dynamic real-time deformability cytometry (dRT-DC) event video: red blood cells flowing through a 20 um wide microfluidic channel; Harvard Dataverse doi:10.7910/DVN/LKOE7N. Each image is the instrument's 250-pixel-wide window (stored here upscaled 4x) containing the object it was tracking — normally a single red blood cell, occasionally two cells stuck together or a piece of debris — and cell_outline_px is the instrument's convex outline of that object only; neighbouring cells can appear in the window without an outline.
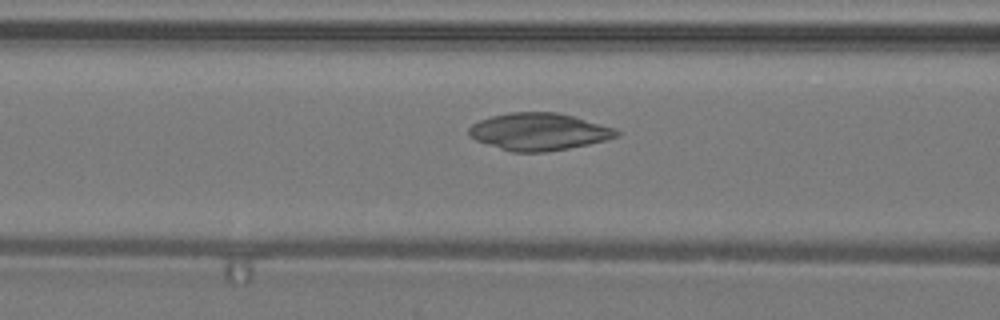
{"species": "common noctule bat (a hibernating species)", "species_latin": "Nyctalus noctula", "temperature_condition": "warm", "stored_images_in_passage": 46, "camera_frame_rate_fps": 3000, "um_per_image_px": 0.085, "animal": {"sex": "male", "body_mass_g": 19.2, "forearm_length_mm": 51.8}, "frame": {"image": 1, "passage_image": 20, "time_ms": 6.333, "image_size_px": [1000, 320], "cell_outline_px": [[620, 136], [588, 144], [568, 148], [544, 152], [512, 152], [476, 140], [468, 136], [468, 128], [472, 124], [480, 120], [492, 116], [508, 112], [560, 112], [616, 128], [620, 132]], "centroid_in_image_um": [45.81, 11.18], "position_along_channel_um": 120.8, "area_um2": 32.08}}
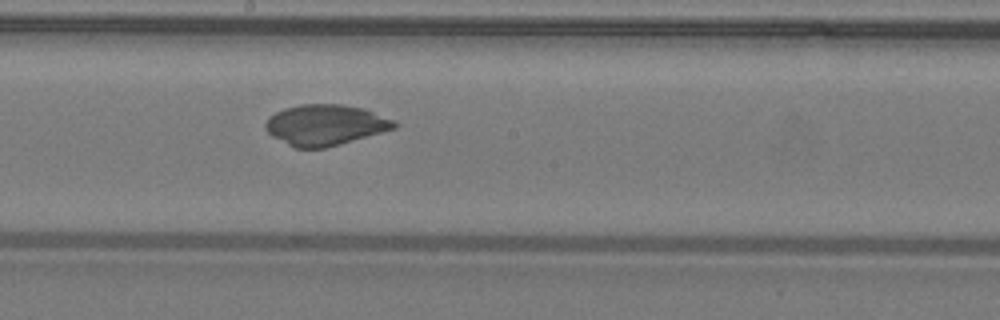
{"frame": {"image": 2, "passage_image": 27, "time_ms": 8.667, "image_size_px": [1000, 320], "cell_outline_px": [[400, 124], [396, 128], [340, 144], [324, 148], [296, 148], [272, 136], [264, 128], [264, 124], [268, 116], [284, 108], [300, 104], [344, 104], [364, 108], [396, 120]], "centroid_in_image_um": [27.67, 10.6], "position_along_channel_um": 220.5, "area_um2": 30.81}}
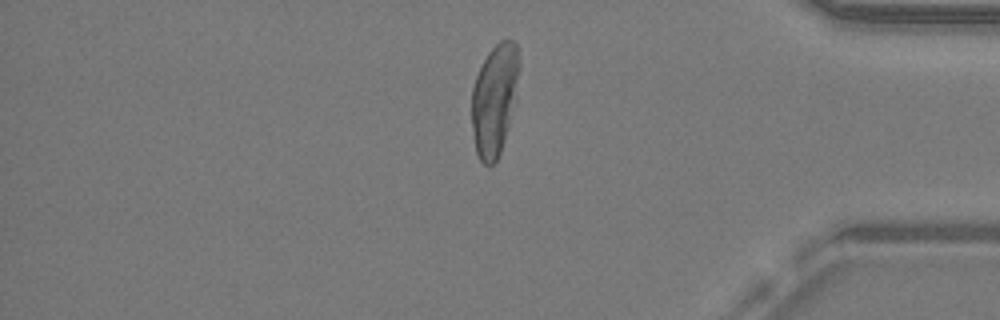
{"frame": {"image": 3, "passage_image": 41, "time_ms": 13.333, "image_size_px": [1000, 320], "cell_outline_px": [[516, 80], [508, 124], [504, 140], [500, 152], [496, 160], [488, 168], [480, 160], [476, 152], [472, 128], [472, 88], [476, 76], [488, 52], [500, 40], [512, 40], [516, 44]], "centroid_in_image_um": [41.95, 8.52], "position_along_channel_um": 393.2, "area_um2": 29.36}}